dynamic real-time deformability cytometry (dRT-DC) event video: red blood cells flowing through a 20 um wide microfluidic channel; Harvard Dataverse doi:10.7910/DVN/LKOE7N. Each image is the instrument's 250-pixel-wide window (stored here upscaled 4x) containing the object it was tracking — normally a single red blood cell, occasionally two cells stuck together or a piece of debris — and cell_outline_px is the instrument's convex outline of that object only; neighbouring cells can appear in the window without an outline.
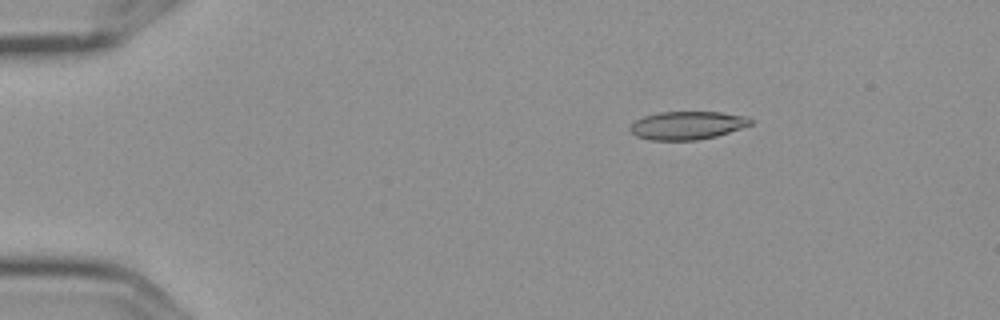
{"species": "Egyptian fruit bat (a non-hibernating species)", "species_latin": "Rousettus aegyptiacus", "temperature_condition": "cold", "stored_images_in_passage": 6, "camera_frame_rate_fps": 3000, "um_per_image_px": 0.085, "frame": {"image": 1, "passage_image": 3, "time_ms": 0.667, "image_size_px": [1000, 320], "cell_outline_px": [[752, 124], [716, 136], [696, 140], [652, 140], [636, 136], [628, 128], [636, 120], [644, 116], [660, 112], [720, 112], [744, 116], [752, 120]], "centroid_in_image_um": [58.39, 10.66], "position_along_channel_um": 26.6, "area_um2": 19.54}}